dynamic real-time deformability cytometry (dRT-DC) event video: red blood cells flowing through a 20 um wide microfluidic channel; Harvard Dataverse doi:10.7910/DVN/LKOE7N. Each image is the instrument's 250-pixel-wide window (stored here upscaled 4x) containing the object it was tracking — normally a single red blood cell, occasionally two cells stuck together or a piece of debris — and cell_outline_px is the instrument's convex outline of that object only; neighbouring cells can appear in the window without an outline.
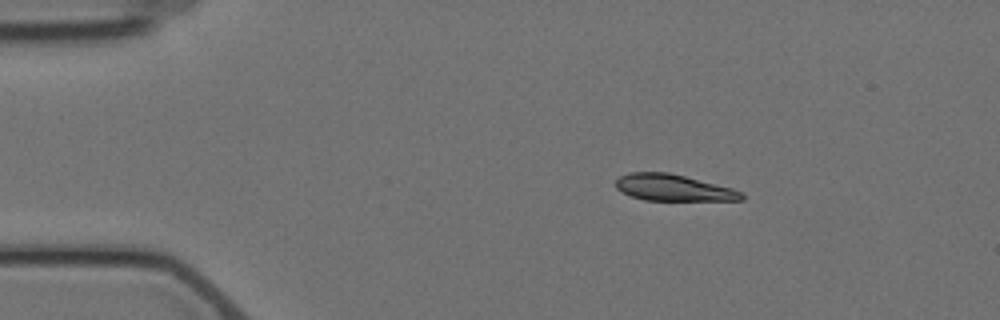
{"species": "Egyptian fruit bat (a non-hibernating species)", "species_latin": "Rousettus aegyptiacus", "temperature_condition": "cold", "stored_images_in_passage": 3, "camera_frame_rate_fps": 3000, "um_per_image_px": 0.085, "animal": {"sex": "female"}, "frame": {"image": 1, "passage_image": 1, "time_ms": 0.0, "image_size_px": [1000, 320], "cell_outline_px": [[744, 200], [644, 200], [632, 196], [616, 188], [616, 180], [620, 176], [628, 172], [668, 172], [732, 188], [744, 192]], "centroid_in_image_um": [57.24, 15.95], "position_along_channel_um": 27.8, "area_um2": 19.25}}